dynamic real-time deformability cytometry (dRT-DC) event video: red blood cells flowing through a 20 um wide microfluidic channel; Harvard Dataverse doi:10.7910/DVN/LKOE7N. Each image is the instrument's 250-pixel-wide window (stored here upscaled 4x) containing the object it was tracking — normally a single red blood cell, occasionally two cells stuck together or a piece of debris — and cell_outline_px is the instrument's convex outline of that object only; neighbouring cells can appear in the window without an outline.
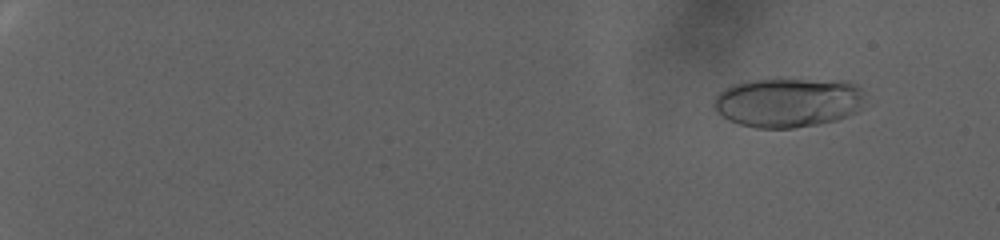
{"species": "human", "species_latin": "Homo sapiens", "temperature_condition": "warm", "stored_images_in_passage": 104, "camera_frame_rate_fps": 3000, "um_per_image_px": 0.085, "donor": {"sex": "female"}, "frame": {"image": 1, "passage_image": 12, "time_ms": 3.667, "image_size_px": [1000, 240], "cell_outline_px": [[864, 92], [860, 104], [856, 112], [836, 120], [820, 124], [796, 128], [756, 128], [740, 124], [728, 120], [712, 104], [716, 96], [724, 88], [732, 84], [744, 80], [776, 76], [848, 80], [856, 84]], "centroid_in_image_um": [66.99, 8.64], "position_along_channel_um": 18.0, "area_um2": 45.03}}
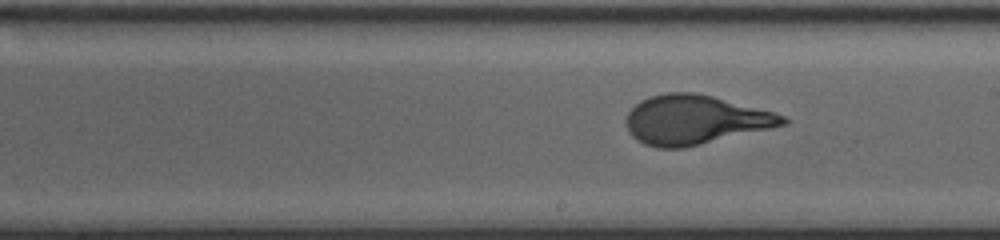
{"frame": {"image": 2, "passage_image": 68, "time_ms": 22.333, "image_size_px": [1000, 240], "cell_outline_px": [[788, 124], [684, 148], [656, 148], [644, 144], [636, 140], [628, 132], [628, 112], [640, 100], [652, 96], [668, 92], [696, 92], [776, 112], [784, 116], [788, 120]], "centroid_in_image_um": [59.09, 10.18], "position_along_channel_um": 229.9, "area_um2": 44.74}}
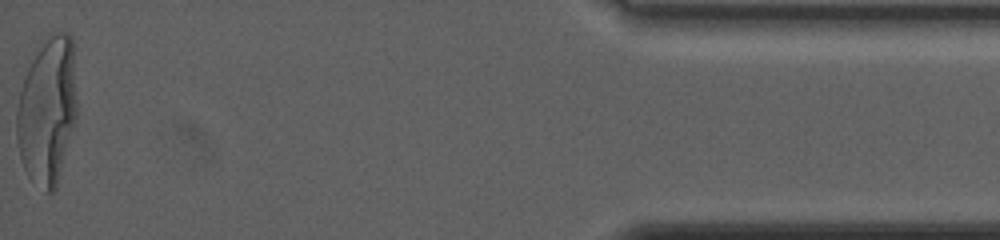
{"frame": {"image": 3, "passage_image": 104, "time_ms": 34.333, "image_size_px": [1000, 240], "cell_outline_px": [[76, 124], [56, 188], [52, 192], [44, 192], [28, 176], [24, 168], [20, 156], [16, 136], [16, 112], [20, 92], [24, 76], [32, 60], [48, 32], [68, 32], [72, 36], [76, 100]], "centroid_in_image_um": [4.03, 9.41], "position_along_channel_um": 431.2, "area_um2": 52.08}, "authors_computed_cell_mechanics": {"area_um2": 44.1592, "velocity_mm_per_s": 2.2188, "shape_relaxation_time_tau1_ms": 9.3893, "shape_relaxation_time_tau2_ms": null, "deformation_change_tau1": 0.2839, "deformation_change_tau2": null}}